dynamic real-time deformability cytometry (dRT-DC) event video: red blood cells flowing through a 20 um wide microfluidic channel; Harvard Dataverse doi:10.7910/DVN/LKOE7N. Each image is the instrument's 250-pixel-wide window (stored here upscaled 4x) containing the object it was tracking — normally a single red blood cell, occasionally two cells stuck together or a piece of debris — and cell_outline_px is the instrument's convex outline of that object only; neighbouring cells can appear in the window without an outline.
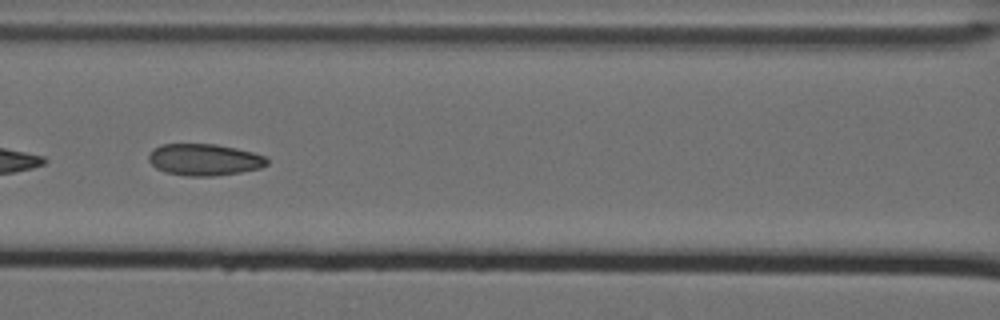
{"species": "Egyptian fruit bat (a non-hibernating species)", "species_latin": "Rousettus aegyptiacus", "temperature_condition": "cold", "stored_images_in_passage": 34, "camera_frame_rate_fps": 3000, "um_per_image_px": 0.085, "animal": {"sex": "female"}, "frame": {"image": 1, "passage_image": 15, "time_ms": 4.667, "image_size_px": [1000, 320], "cell_outline_px": [[268, 164], [260, 168], [240, 172], [216, 176], [184, 176], [164, 172], [156, 168], [148, 160], [148, 156], [152, 148], [160, 144], [216, 144], [236, 148], [252, 152], [264, 156], [268, 160]], "centroid_in_image_um": [17.33, 13.57], "position_along_channel_um": 149.3, "area_um2": 22.02}, "authors_computed_cell_mechanics": {"area_um2": 22.1374, "velocity_mm_per_s": 3.5021, "shape_relaxation_time_tau1_ms": 8.4574, "shape_relaxation_time_tau2_ms": 2.0092, "deformation_change_tau1": 0.1559, "deformation_change_tau2": 0.0824}}